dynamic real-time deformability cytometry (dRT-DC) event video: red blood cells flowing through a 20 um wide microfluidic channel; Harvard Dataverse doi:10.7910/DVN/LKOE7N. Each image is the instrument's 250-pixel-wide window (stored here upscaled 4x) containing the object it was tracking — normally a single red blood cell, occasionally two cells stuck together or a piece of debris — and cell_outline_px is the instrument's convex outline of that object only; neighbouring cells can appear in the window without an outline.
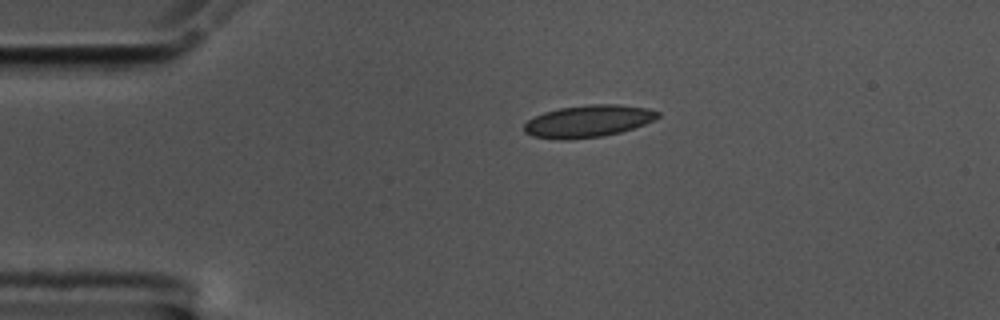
{"species": "common noctule bat (a hibernating species)", "species_latin": "Nyctalus noctula", "temperature_condition": "cold", "stored_images_in_passage": 46, "camera_frame_rate_fps": 3000, "um_per_image_px": 0.085, "animal": {"sex": "male", "body_mass_g": 17.5, "forearm_length_mm": 52.3}, "frame": {"image": 1, "passage_image": 1, "time_ms": 0.0, "image_size_px": [1000, 320], "cell_outline_px": [[660, 116], [644, 124], [620, 132], [600, 136], [568, 140], [560, 140], [532, 136], [524, 132], [524, 124], [528, 120], [544, 112], [560, 108], [588, 104], [616, 104], [648, 108], [660, 112]], "centroid_in_image_um": [49.97, 10.3], "position_along_channel_um": 35.0, "area_um2": 24.91}}
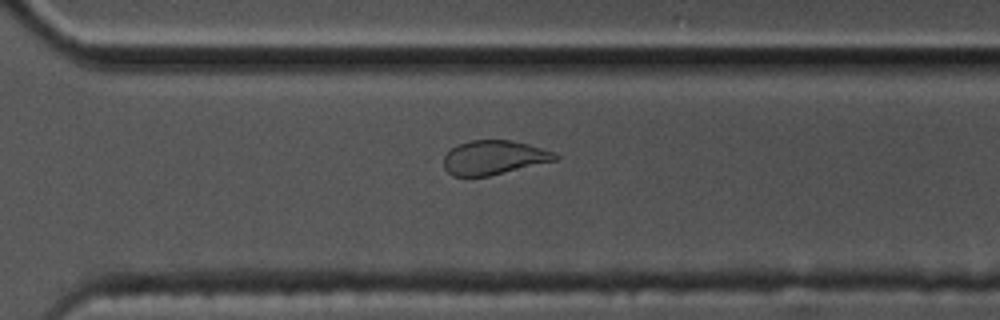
{"frame": {"image": 2, "passage_image": 29, "time_ms": 9.333, "image_size_px": [1000, 320], "cell_outline_px": [[560, 156], [556, 160], [488, 176], [452, 176], [444, 168], [444, 156], [456, 144], [472, 140], [512, 140], [528, 144], [556, 152]], "centroid_in_image_um": [41.98, 13.38], "position_along_channel_um": 328.6, "area_um2": 22.14}}
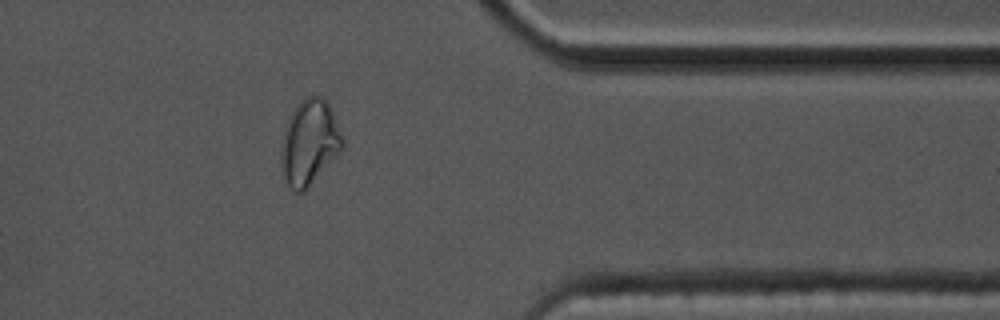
{"frame": {"image": 3, "passage_image": 35, "time_ms": 11.333, "image_size_px": [1000, 320], "cell_outline_px": [[344, 148], [304, 192], [296, 192], [288, 184], [284, 176], [284, 136], [288, 120], [292, 112], [300, 100], [304, 96], [320, 96], [328, 104], [332, 112], [344, 140]], "centroid_in_image_um": [26.36, 12.09], "position_along_channel_um": 385.0, "area_um2": 29.36}, "authors_computed_cell_mechanics": {"area_um2": 24.1026, "velocity_mm_per_s": 3.5371, "shape_relaxation_time_tau1_ms": null, "shape_relaxation_time_tau2_ms": 1.4047, "deformation_change_tau1": null, "deformation_change_tau2": 0.0571}}